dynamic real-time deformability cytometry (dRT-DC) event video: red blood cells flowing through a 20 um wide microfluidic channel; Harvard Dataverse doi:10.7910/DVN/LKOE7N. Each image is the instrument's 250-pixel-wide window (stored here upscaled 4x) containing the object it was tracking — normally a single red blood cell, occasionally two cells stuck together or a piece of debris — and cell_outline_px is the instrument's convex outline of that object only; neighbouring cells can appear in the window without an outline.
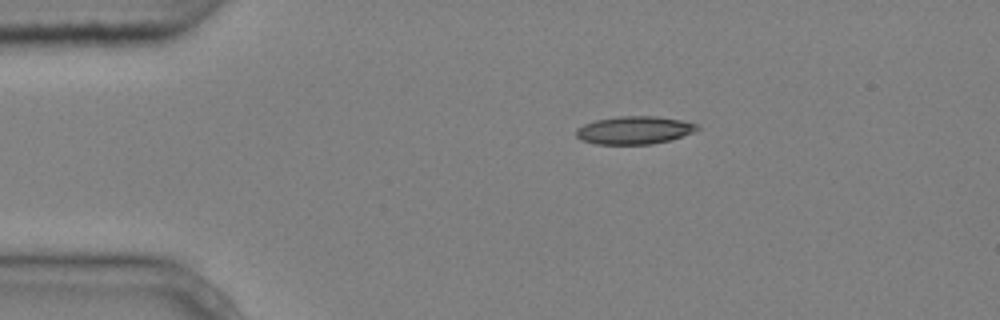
{"species": "common noctule bat (a hibernating species)", "species_latin": "Nyctalus noctula", "temperature_condition": "cold", "stored_images_in_passage": 3, "camera_frame_rate_fps": 3000, "um_per_image_px": 0.085, "animal": {"sex": "male", "body_mass_g": 20.4}, "frame": {"image": 1, "passage_image": 1, "time_ms": 0.0, "image_size_px": [1000, 320], "cell_outline_px": [[700, 128], [692, 132], [672, 140], [652, 144], [596, 144], [580, 140], [576, 136], [576, 128], [584, 124], [596, 120], [620, 116], [656, 116], [680, 120], [696, 124]], "centroid_in_image_um": [53.89, 11.07], "position_along_channel_um": 31.1, "area_um2": 19.65}}
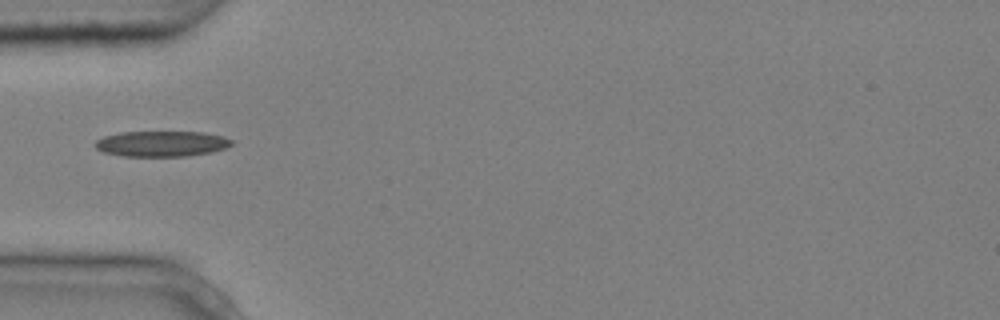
{"frame": {"image": 2, "passage_image": 3, "time_ms": 0.667, "image_size_px": [1000, 320], "cell_outline_px": [[232, 144], [224, 148], [212, 152], [184, 156], [120, 156], [104, 152], [96, 148], [92, 144], [96, 140], [104, 136], [120, 132], [204, 132], [224, 136], [232, 140]], "centroid_in_image_um": [13.7, 12.21], "position_along_channel_um": 71.3, "area_um2": 20.4}}